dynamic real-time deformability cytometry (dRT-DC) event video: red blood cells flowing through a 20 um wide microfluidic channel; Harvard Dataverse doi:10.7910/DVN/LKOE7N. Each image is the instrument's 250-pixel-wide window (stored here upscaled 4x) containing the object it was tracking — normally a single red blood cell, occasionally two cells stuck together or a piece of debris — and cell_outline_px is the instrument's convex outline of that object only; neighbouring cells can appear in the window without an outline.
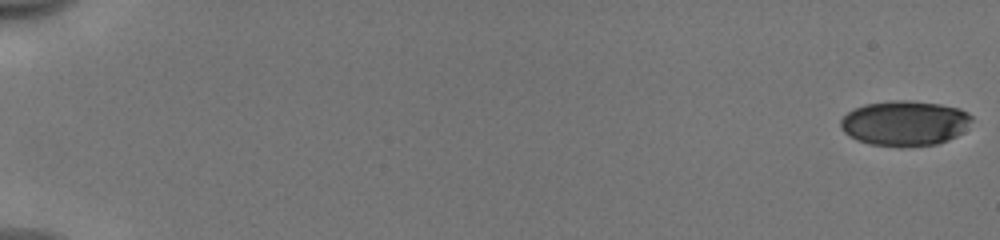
{"species": "human", "species_latin": "Homo sapiens", "temperature_condition": "cold", "stored_images_in_passage": 54, "camera_frame_rate_fps": 3000, "um_per_image_px": 0.085, "donor": {"sex": "male"}, "frame": {"image": 1, "passage_image": 1, "time_ms": 0.0, "image_size_px": [1000, 240], "cell_outline_px": [[972, 120], [956, 136], [948, 140], [936, 144], [904, 148], [900, 148], [872, 144], [856, 140], [848, 136], [840, 128], [840, 120], [848, 112], [864, 104], [896, 100], [908, 100], [940, 104], [960, 108], [968, 112], [972, 116]], "centroid_in_image_um": [76.88, 10.48], "position_along_channel_um": 8.1, "area_um2": 34.68}}
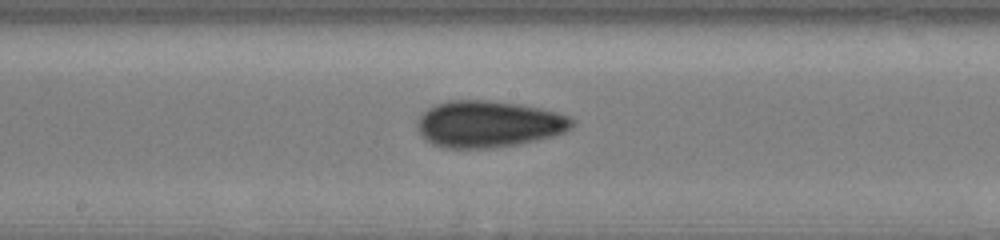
{"frame": {"image": 2, "passage_image": 31, "time_ms": 10.0, "image_size_px": [1000, 240], "cell_outline_px": [[576, 124], [572, 128], [564, 132], [552, 136], [520, 144], [492, 148], [444, 148], [432, 144], [424, 140], [420, 136], [416, 124], [420, 116], [432, 104], [448, 100], [488, 100], [520, 104], [540, 108], [572, 116], [576, 120]], "centroid_in_image_um": [41.53, 10.54], "position_along_channel_um": 206.7, "area_um2": 42.71}}
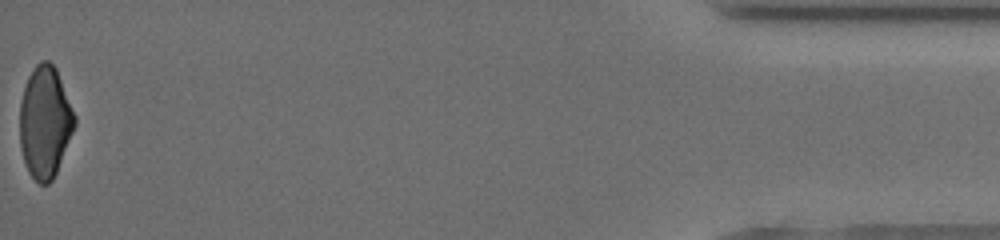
{"frame": {"image": 3, "passage_image": 54, "time_ms": 17.667, "image_size_px": [1000, 240], "cell_outline_px": [[76, 124], [56, 172], [52, 180], [48, 184], [40, 184], [28, 172], [20, 148], [20, 104], [24, 88], [28, 76], [36, 64], [40, 60], [48, 60], [56, 68], [76, 116]], "centroid_in_image_um": [3.82, 10.36], "position_along_channel_um": 431.4, "area_um2": 35.6}, "authors_computed_cell_mechanics": {"area_um2": 38.0035, "velocity_mm_per_s": 3.9908, "shape_relaxation_time_tau1_ms": 4.2648, "shape_relaxation_time_tau2_ms": 2.5777, "deformation_change_tau1": 0.1194, "deformation_change_tau2": 0.0762}}